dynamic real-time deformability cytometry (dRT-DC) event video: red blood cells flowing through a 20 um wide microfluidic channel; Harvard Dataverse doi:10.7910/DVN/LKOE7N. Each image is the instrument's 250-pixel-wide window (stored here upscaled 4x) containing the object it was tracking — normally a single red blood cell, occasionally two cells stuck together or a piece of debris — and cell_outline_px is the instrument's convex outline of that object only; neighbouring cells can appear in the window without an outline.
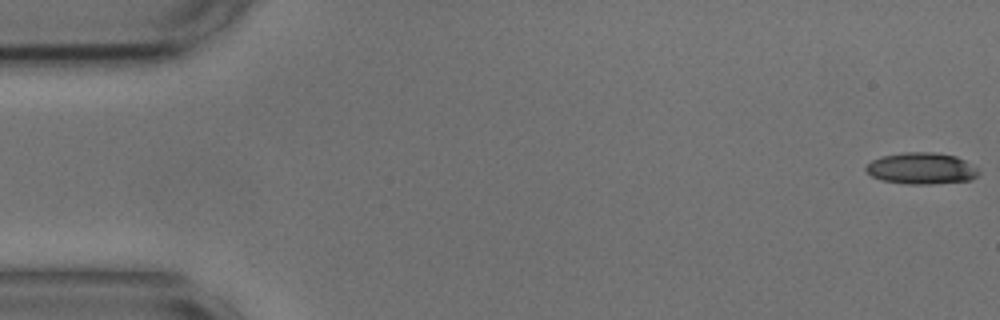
{"species": "common noctule bat (a hibernating species)", "species_latin": "Nyctalus noctula", "temperature_condition": "cold", "stored_images_in_passage": 45, "camera_frame_rate_fps": 3000, "um_per_image_px": 0.085, "animal": {"sex": "male", "body_mass_g": 17.9, "forearm_length_mm": 54.2}, "frame": {"image": 1, "passage_image": 1, "time_ms": 0.0, "image_size_px": [1000, 320], "cell_outline_px": [[980, 172], [972, 180], [932, 184], [904, 184], [884, 180], [872, 176], [864, 168], [872, 160], [880, 156], [904, 152], [936, 152], [956, 156], [964, 160], [976, 168]], "centroid_in_image_um": [78.32, 14.31], "position_along_channel_um": 6.7, "area_um2": 20.69}}
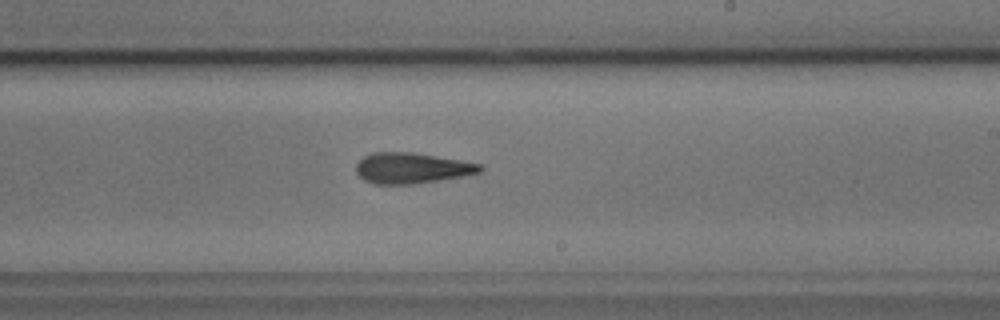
{"frame": {"image": 2, "passage_image": 32, "time_ms": 10.333, "image_size_px": [1000, 320], "cell_outline_px": [[484, 168], [480, 172], [464, 176], [412, 184], [372, 184], [364, 180], [356, 172], [356, 164], [364, 156], [372, 152], [412, 152], [460, 160], [480, 164]], "centroid_in_image_um": [34.97, 14.29], "position_along_channel_um": 254.0, "area_um2": 22.14}}
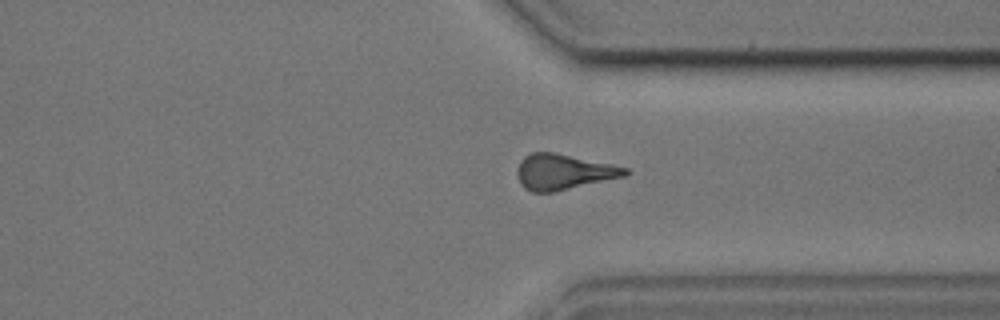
{"frame": {"image": 3, "passage_image": 41, "time_ms": 13.333, "image_size_px": [1000, 320], "cell_outline_px": [[632, 172], [624, 176], [552, 192], [532, 192], [524, 188], [520, 184], [516, 176], [516, 168], [520, 160], [524, 156], [532, 152], [552, 152], [628, 168]], "centroid_in_image_um": [47.82, 14.61], "position_along_channel_um": 363.6, "area_um2": 22.14}}